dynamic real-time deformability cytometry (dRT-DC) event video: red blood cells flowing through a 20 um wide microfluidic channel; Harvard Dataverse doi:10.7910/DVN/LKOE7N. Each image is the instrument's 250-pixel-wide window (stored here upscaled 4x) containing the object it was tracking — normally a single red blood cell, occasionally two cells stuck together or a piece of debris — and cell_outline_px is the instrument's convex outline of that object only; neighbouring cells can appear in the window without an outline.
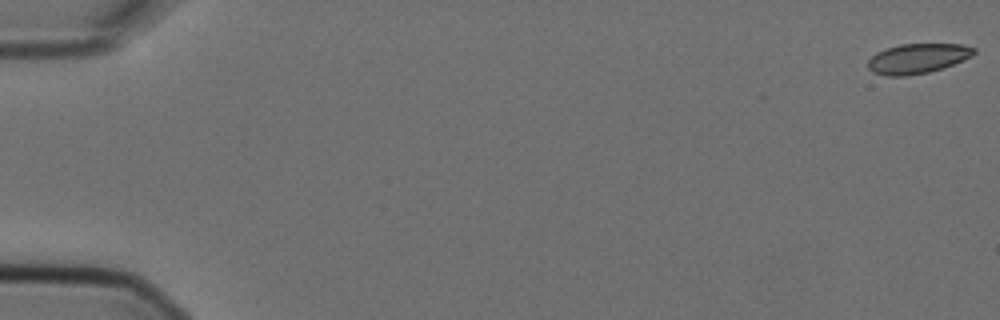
{"species": "Egyptian fruit bat (a non-hibernating species)", "species_latin": "Rousettus aegyptiacus", "temperature_condition": "cold", "stored_images_in_passage": 9, "camera_frame_rate_fps": 3000, "um_per_image_px": 0.085, "animal": {"sex": "female"}, "frame": {"image": 1, "passage_image": 1, "time_ms": 0.0, "image_size_px": [1000, 320], "cell_outline_px": [[976, 52], [972, 56], [952, 64], [928, 72], [908, 76], [888, 76], [872, 72], [868, 68], [868, 60], [876, 52], [900, 44], [964, 44], [976, 48]], "centroid_in_image_um": [77.99, 4.97], "position_along_channel_um": 7.0, "area_um2": 18.38}}
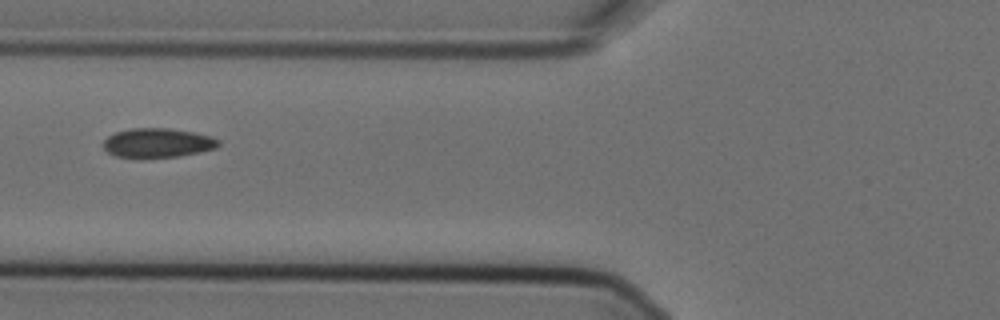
{"frame": {"image": 2, "passage_image": 7, "time_ms": 2.0, "image_size_px": [1000, 320], "cell_outline_px": [[220, 144], [216, 148], [200, 152], [176, 156], [116, 156], [108, 152], [104, 148], [104, 140], [108, 136], [116, 132], [132, 128], [168, 128], [196, 132], [212, 136], [220, 140]], "centroid_in_image_um": [13.46, 12.11], "position_along_channel_um": 112.3, "area_um2": 19.31}}
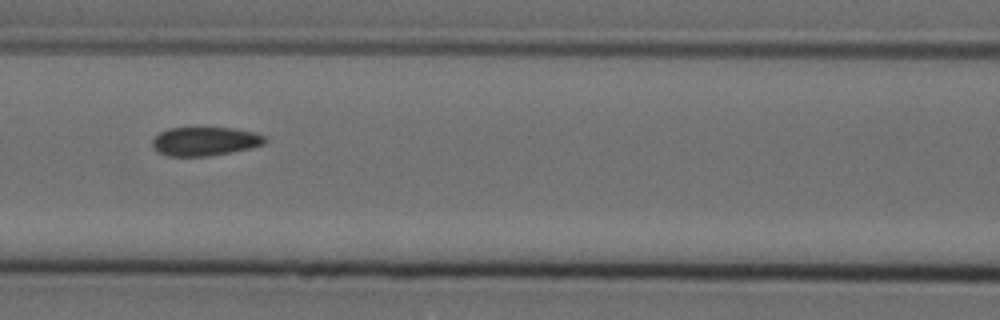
{"frame": {"image": 3, "passage_image": 8, "time_ms": 2.333, "image_size_px": [1000, 320], "cell_outline_px": [[268, 140], [264, 144], [248, 148], [208, 156], [168, 156], [156, 152], [152, 148], [152, 140], [160, 132], [168, 128], [232, 128], [256, 132], [268, 136]], "centroid_in_image_um": [17.42, 12.01], "position_along_channel_um": 149.2, "area_um2": 18.96}}